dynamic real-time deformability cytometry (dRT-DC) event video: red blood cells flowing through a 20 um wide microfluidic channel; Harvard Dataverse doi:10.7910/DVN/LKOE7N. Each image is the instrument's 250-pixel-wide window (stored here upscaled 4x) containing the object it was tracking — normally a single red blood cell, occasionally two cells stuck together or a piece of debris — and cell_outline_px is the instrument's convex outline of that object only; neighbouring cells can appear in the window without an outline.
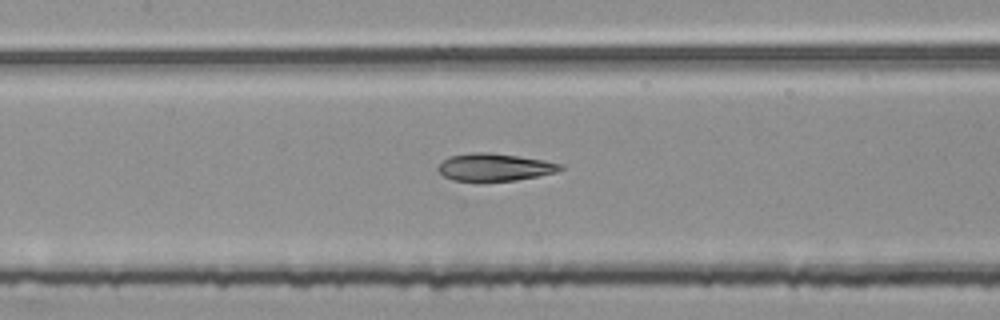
{"species": "common noctule bat (a hibernating species)", "species_latin": "Nyctalus noctula", "temperature_condition": "room temperature", "stored_images_in_passage": 54, "segment_of_instrument_passage": [2, 2], "camera_frame_rate_fps": 3000, "um_per_image_px": 0.085, "animal": {"sex": "female", "body_mass_g": 25.1}, "frame": {"image": 1, "passage_image": 25, "time_ms": 8.0, "image_size_px": [1000, 320], "cell_outline_px": [[564, 168], [556, 172], [516, 180], [452, 180], [444, 176], [436, 168], [448, 156], [472, 152], [488, 152], [544, 160], [564, 164]], "centroid_in_image_um": [42.04, 14.19], "position_along_channel_um": 165.4, "area_um2": 19.31}}
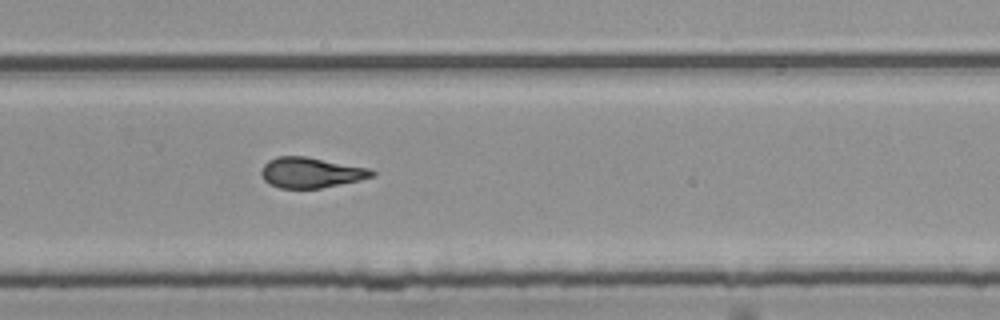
{"frame": {"image": 2, "passage_image": 36, "time_ms": 11.667, "image_size_px": [1000, 320], "cell_outline_px": [[376, 176], [360, 180], [320, 188], [280, 188], [264, 180], [260, 172], [264, 164], [268, 160], [276, 156], [304, 156], [368, 168], [376, 172]], "centroid_in_image_um": [26.42, 14.66], "position_along_channel_um": 303.4, "area_um2": 19.48}}
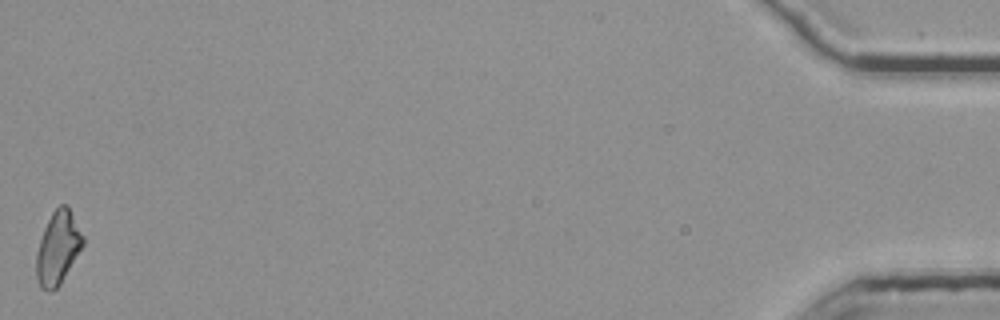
{"frame": {"image": 3, "passage_image": 54, "time_ms": 17.667, "image_size_px": [1000, 320], "cell_outline_px": [[84, 244], [60, 284], [52, 292], [48, 292], [40, 288], [36, 276], [36, 252], [44, 228], [52, 212], [60, 204], [68, 204], [84, 236]], "centroid_in_image_um": [4.92, 21.07], "position_along_channel_um": 430.3, "area_um2": 19.94}}